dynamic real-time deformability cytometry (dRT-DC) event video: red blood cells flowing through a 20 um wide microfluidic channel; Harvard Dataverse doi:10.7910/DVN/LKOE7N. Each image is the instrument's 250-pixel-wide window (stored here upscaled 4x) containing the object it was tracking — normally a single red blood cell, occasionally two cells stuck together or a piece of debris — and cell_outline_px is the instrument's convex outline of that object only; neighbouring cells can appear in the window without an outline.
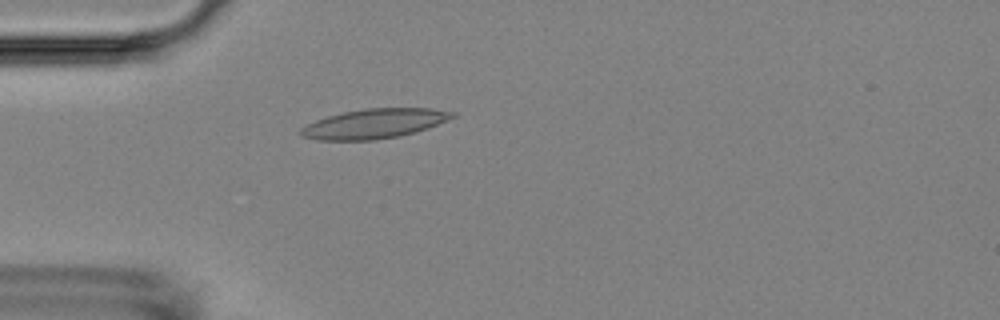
{"species": "Egyptian fruit bat (a non-hibernating species)", "species_latin": "Rousettus aegyptiacus", "temperature_condition": "room temperature", "stored_images_in_passage": 55, "camera_frame_rate_fps": 3000, "um_per_image_px": 0.085, "animal": {"sex": "female"}, "frame": {"image": 1, "passage_image": 16, "time_ms": 5.0, "image_size_px": [1000, 320], "cell_outline_px": [[456, 116], [428, 128], [416, 132], [400, 136], [376, 140], [316, 140], [300, 136], [300, 128], [316, 120], [328, 116], [344, 112], [364, 108], [428, 108], [456, 112]], "centroid_in_image_um": [31.81, 10.51], "position_along_channel_um": 53.2, "area_um2": 26.18}}
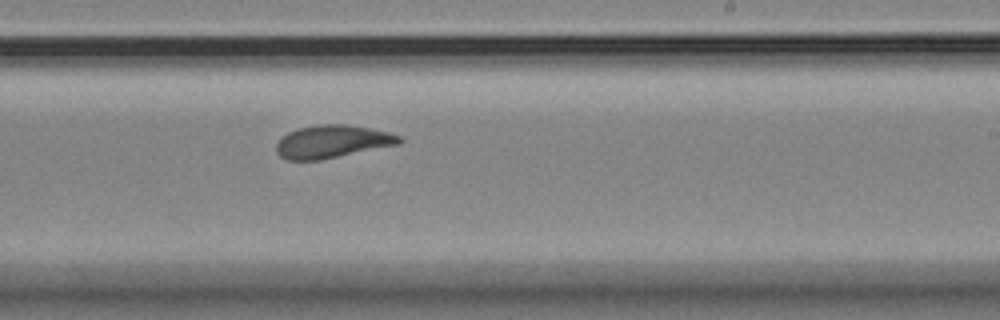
{"frame": {"image": 2, "passage_image": 34, "time_ms": 11.0, "image_size_px": [1000, 320], "cell_outline_px": [[404, 140], [400, 144], [320, 160], [288, 160], [280, 156], [276, 152], [276, 144], [288, 132], [296, 128], [320, 124], [344, 124], [368, 128], [388, 132], [400, 136]], "centroid_in_image_um": [28.24, 12.04], "position_along_channel_um": 260.8, "area_um2": 23.47}}
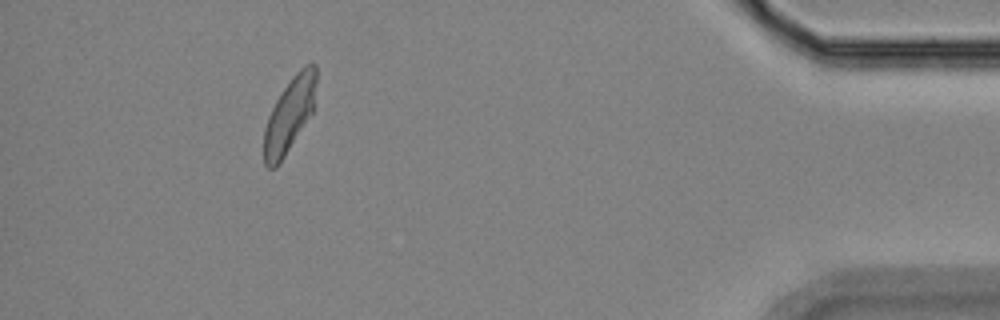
{"frame": {"image": 3, "passage_image": 51, "time_ms": 16.667, "image_size_px": [1000, 320], "cell_outline_px": [[316, 84], [312, 112], [284, 156], [276, 168], [268, 168], [264, 164], [264, 128], [268, 116], [276, 100], [292, 76], [300, 68], [312, 60], [316, 64]], "centroid_in_image_um": [24.6, 9.72], "position_along_channel_um": 410.6, "area_um2": 22.37}}